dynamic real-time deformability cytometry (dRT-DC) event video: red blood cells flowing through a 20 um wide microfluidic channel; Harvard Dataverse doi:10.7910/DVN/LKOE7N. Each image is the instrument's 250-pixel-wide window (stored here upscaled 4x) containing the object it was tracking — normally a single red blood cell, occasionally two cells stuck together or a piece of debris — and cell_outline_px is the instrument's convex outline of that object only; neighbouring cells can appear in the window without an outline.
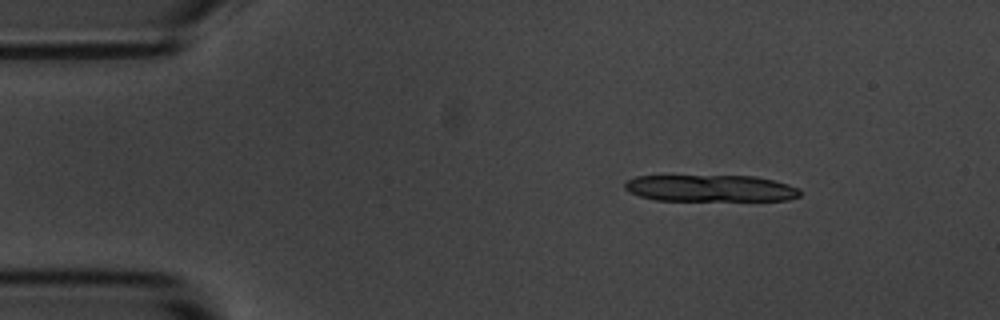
{"species": "common noctule bat (a hibernating species)", "species_latin": "Nyctalus noctula", "temperature_condition": "room temperature", "stored_images_in_passage": 5, "camera_frame_rate_fps": 3000, "um_per_image_px": 0.085, "animal": {"sex": "male", "body_mass_g": 20.1, "forearm_length_mm": 53.5}, "frame": {"image": 1, "passage_image": 1, "time_ms": 0.0, "image_size_px": [1000, 320], "cell_outline_px": [[800, 196], [788, 200], [656, 200], [640, 196], [628, 192], [624, 188], [624, 184], [628, 180], [636, 176], [756, 176], [788, 184], [800, 188]], "centroid_in_image_um": [60.39, 16.0], "position_along_channel_um": 24.6, "area_um2": 27.22}}
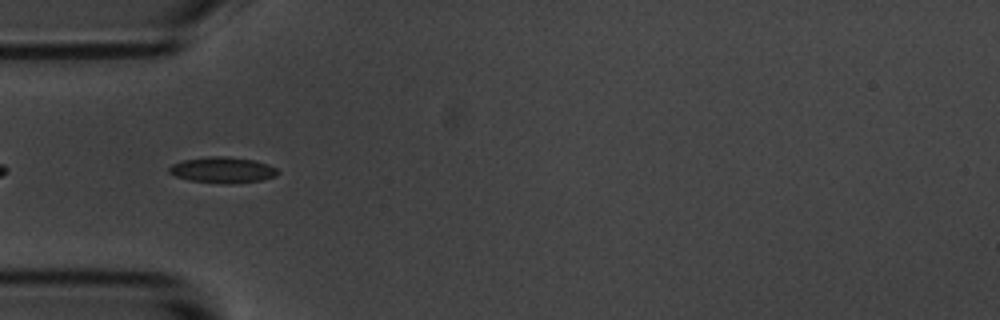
{"frame": {"image": 2, "passage_image": 4, "time_ms": 3.333, "image_size_px": [1000, 320], "cell_outline_px": [[280, 172], [276, 176], [264, 180], [232, 184], [220, 184], [188, 180], [176, 176], [168, 172], [168, 168], [172, 164], [180, 160], [208, 156], [228, 156], [256, 160], [268, 164], [276, 168]], "centroid_in_image_um": [18.93, 14.45], "position_along_channel_um": 66.1, "area_um2": 16.88}}